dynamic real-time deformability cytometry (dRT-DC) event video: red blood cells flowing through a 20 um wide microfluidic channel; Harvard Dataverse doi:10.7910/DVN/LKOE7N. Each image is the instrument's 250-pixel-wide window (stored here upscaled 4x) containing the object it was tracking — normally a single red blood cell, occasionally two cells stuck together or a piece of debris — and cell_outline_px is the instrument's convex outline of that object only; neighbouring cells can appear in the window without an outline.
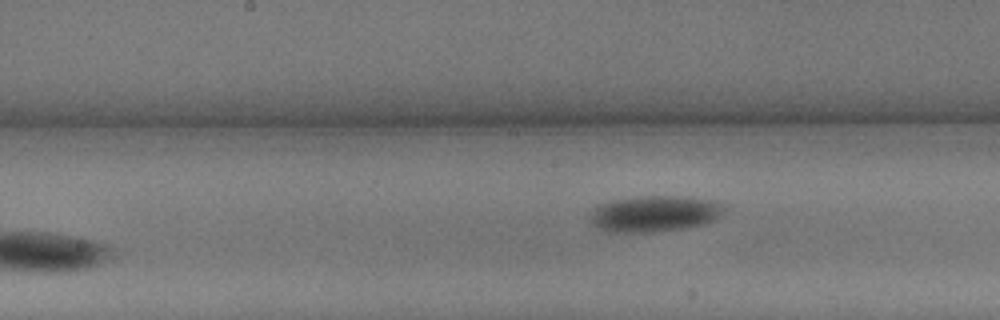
{"species": "common noctule bat (a hibernating species)", "species_latin": "Nyctalus noctula", "temperature_condition": "warm", "stored_images_in_passage": 15, "camera_frame_rate_fps": 3000, "um_per_image_px": 0.085, "animal": {"sex": "male", "body_mass_g": 13.3}, "frame": {"image": 1, "passage_image": 15, "time_ms": 4.667, "image_size_px": [1000, 320], "cell_outline_px": [[720, 212], [712, 220], [704, 224], [684, 228], [656, 232], [600, 232], [592, 224], [588, 216], [600, 204], [612, 200], [636, 196], [680, 196], [712, 200], [720, 208]], "centroid_in_image_um": [55.48, 18.18], "position_along_channel_um": 192.7, "area_um2": 27.98}}